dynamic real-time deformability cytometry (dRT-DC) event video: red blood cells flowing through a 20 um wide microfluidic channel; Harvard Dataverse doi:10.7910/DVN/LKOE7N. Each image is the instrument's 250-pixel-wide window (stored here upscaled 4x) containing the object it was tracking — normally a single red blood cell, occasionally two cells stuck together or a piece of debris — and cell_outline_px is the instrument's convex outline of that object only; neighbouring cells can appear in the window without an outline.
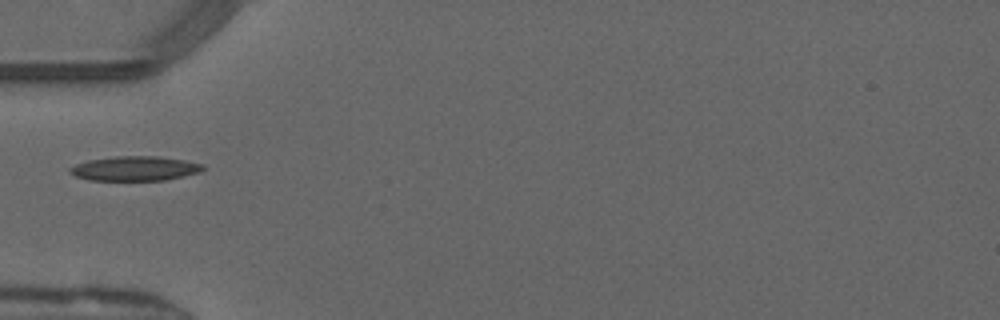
{"species": "common noctule bat (a hibernating species)", "species_latin": "Nyctalus noctula", "temperature_condition": "warm", "stored_images_in_passage": 33, "camera_frame_rate_fps": 3000, "um_per_image_px": 0.085, "animal": {"sex": "male", "forearm_length_mm": 52.5}, "frame": {"image": 1, "passage_image": 1, "time_ms": 0.0, "image_size_px": [1000, 320], "cell_outline_px": [[204, 168], [200, 172], [184, 176], [164, 180], [88, 180], [76, 176], [68, 172], [68, 168], [76, 164], [88, 160], [116, 156], [160, 156], [184, 160], [204, 164]], "centroid_in_image_um": [11.46, 14.32], "position_along_channel_um": 73.5, "area_um2": 19.07}}
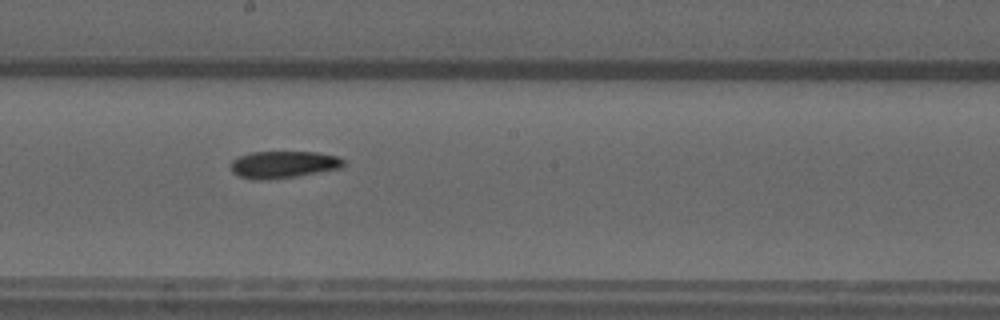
{"frame": {"image": 2, "passage_image": 12, "time_ms": 3.667, "image_size_px": [1000, 320], "cell_outline_px": [[344, 168], [296, 176], [264, 180], [256, 180], [240, 176], [232, 172], [228, 164], [232, 160], [240, 156], [252, 152], [316, 152], [336, 156], [344, 160]], "centroid_in_image_um": [24.08, 13.99], "position_along_channel_um": 224.1, "area_um2": 17.86}}
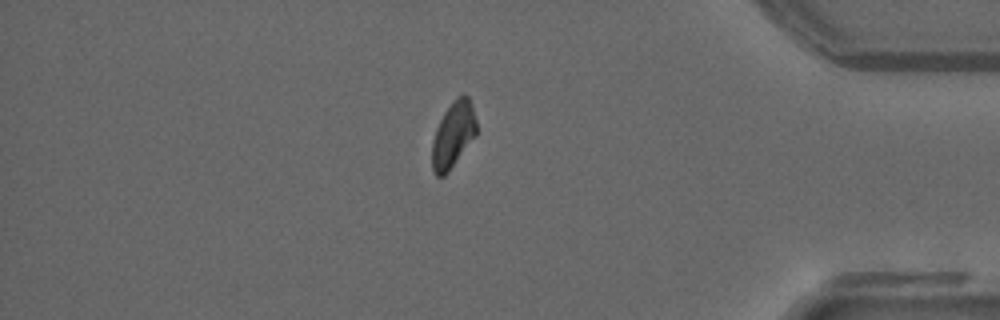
{"frame": {"image": 3, "passage_image": 27, "time_ms": 8.667, "image_size_px": [1000, 320], "cell_outline_px": [[476, 136], [448, 172], [444, 176], [436, 176], [432, 172], [432, 140], [436, 128], [444, 112], [452, 100], [456, 96], [468, 96], [472, 104], [476, 120]], "centroid_in_image_um": [38.51, 11.46], "position_along_channel_um": 396.7, "area_um2": 17.17}}